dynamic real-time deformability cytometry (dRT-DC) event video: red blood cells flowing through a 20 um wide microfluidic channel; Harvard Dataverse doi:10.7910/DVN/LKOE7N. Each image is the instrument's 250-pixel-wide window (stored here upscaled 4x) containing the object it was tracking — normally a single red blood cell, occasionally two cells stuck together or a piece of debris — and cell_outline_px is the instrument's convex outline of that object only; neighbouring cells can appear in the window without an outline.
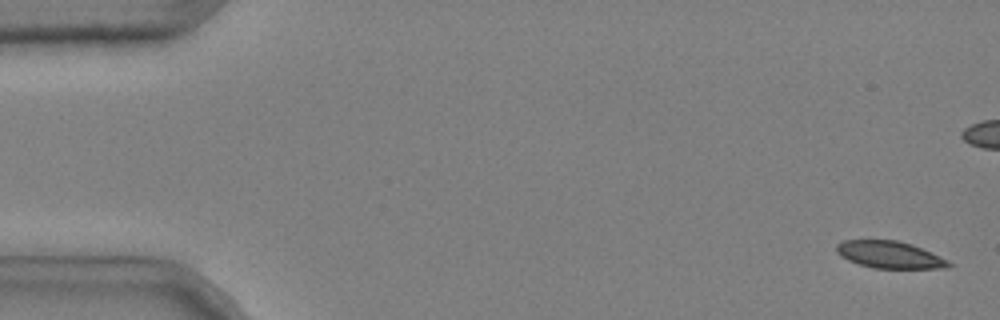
{"species": "common noctule bat (a hibernating species)", "species_latin": "Nyctalus noctula", "temperature_condition": "cold", "stored_images_in_passage": 44, "camera_frame_rate_fps": 3000, "um_per_image_px": 0.085, "animal": {"sex": "male", "body_mass_g": 20.4}, "frame": {"image": 1, "passage_image": 2, "time_ms": 0.333, "image_size_px": [1000, 320], "cell_outline_px": [[952, 264], [948, 268], [872, 268], [848, 260], [840, 256], [836, 252], [836, 244], [844, 240], [896, 240], [912, 244]], "centroid_in_image_um": [75.53, 21.65], "position_along_channel_um": 9.5, "area_um2": 17.34}}
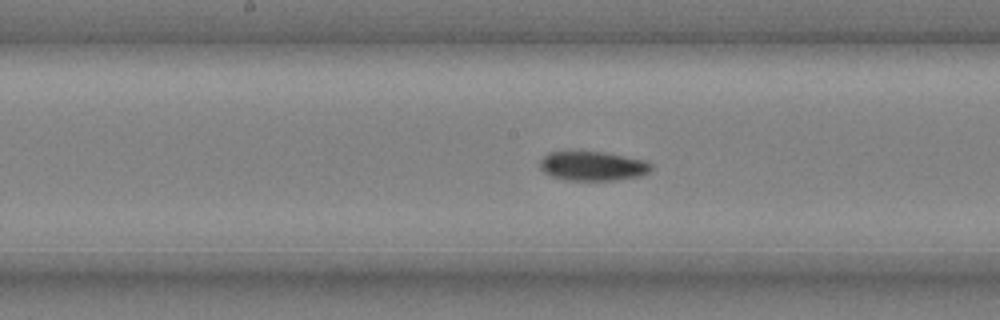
{"frame": {"image": 2, "passage_image": 28, "time_ms": 9.0, "image_size_px": [1000, 320], "cell_outline_px": [[652, 168], [648, 172], [640, 176], [616, 180], [568, 180], [552, 176], [544, 172], [540, 168], [540, 160], [548, 152], [604, 152], [648, 160], [652, 164]], "centroid_in_image_um": [50.42, 14.11], "position_along_channel_um": 197.8, "area_um2": 19.02}}
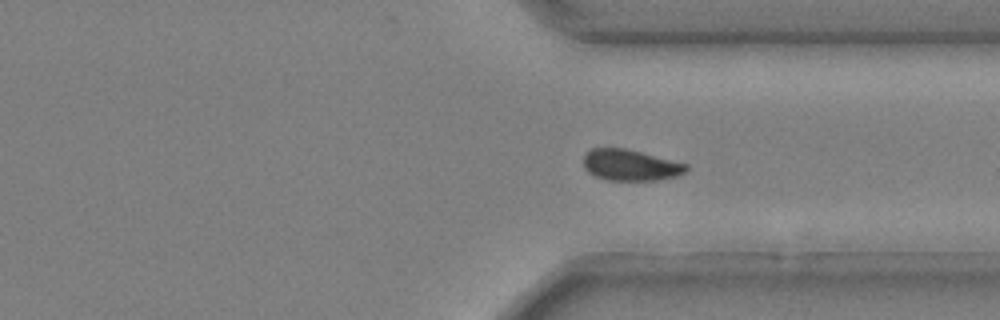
{"frame": {"image": 3, "passage_image": 41, "time_ms": 13.333, "image_size_px": [1000, 320], "cell_outline_px": [[688, 172], [676, 176], [656, 180], [604, 180], [588, 172], [584, 168], [584, 156], [592, 148], [624, 148], [688, 164]], "centroid_in_image_um": [53.59, 14.04], "position_along_channel_um": 357.8, "area_um2": 18.55}}